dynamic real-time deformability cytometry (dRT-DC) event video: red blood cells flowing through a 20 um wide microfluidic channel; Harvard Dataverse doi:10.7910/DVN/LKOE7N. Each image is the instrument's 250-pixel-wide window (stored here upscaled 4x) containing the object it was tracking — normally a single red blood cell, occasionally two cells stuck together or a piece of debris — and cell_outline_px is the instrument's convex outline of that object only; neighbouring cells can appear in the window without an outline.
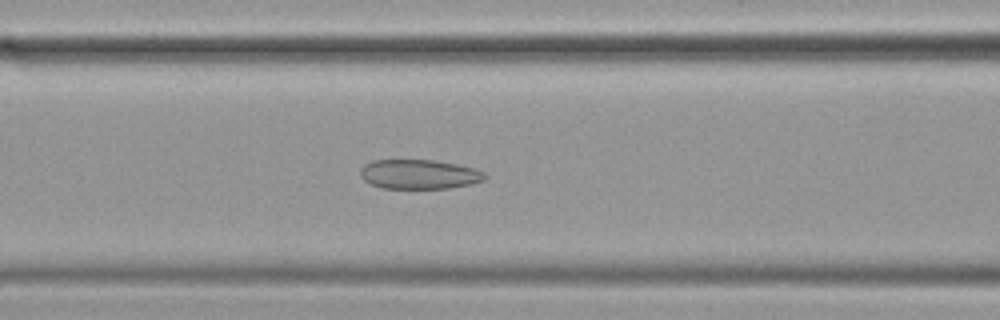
{"species": "common noctule bat (a hibernating species)", "species_latin": "Nyctalus noctula", "temperature_condition": "cold", "stored_images_in_passage": 58, "camera_frame_rate_fps": 3000, "um_per_image_px": 0.085, "animal": {"sex": "female", "body_mass_g": 19.9}, "frame": {"image": 1, "passage_image": 23, "time_ms": 7.333, "image_size_px": [1000, 320], "cell_outline_px": [[488, 176], [484, 180], [472, 184], [448, 188], [380, 188], [364, 180], [360, 176], [360, 168], [364, 164], [372, 160], [432, 160], [456, 164], [476, 168], [484, 172]], "centroid_in_image_um": [35.63, 14.81], "position_along_channel_um": 131.0, "area_um2": 21.5}}
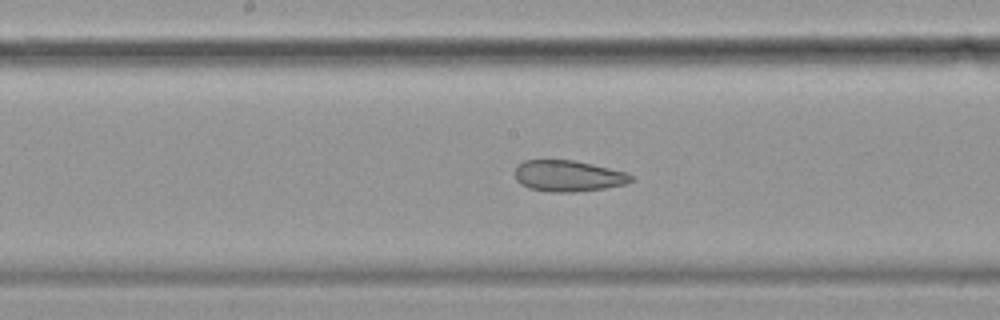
{"frame": {"image": 2, "passage_image": 29, "time_ms": 9.333, "image_size_px": [1000, 320], "cell_outline_px": [[632, 180], [624, 184], [604, 188], [572, 192], [552, 192], [528, 188], [520, 184], [516, 180], [516, 168], [524, 160], [572, 160], [592, 164], [628, 172], [632, 176]], "centroid_in_image_um": [48.29, 14.95], "position_along_channel_um": 199.9, "area_um2": 20.92}}
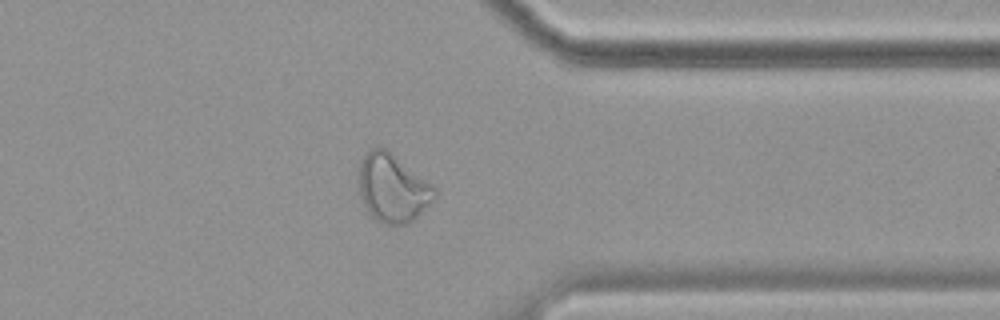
{"frame": {"image": 3, "passage_image": 45, "time_ms": 14.667, "image_size_px": [1000, 320], "cell_outline_px": [[436, 196], [408, 224], [384, 224], [376, 220], [368, 212], [360, 196], [360, 160], [372, 148], [388, 148], [432, 184], [436, 188]], "centroid_in_image_um": [33.38, 15.97], "position_along_channel_um": 378.0, "area_um2": 29.82}, "authors_computed_cell_mechanics": {"area_um2": 28.2064, "velocity_mm_per_s": 3.4546, "shape_relaxation_time_tau1_ms": null, "shape_relaxation_time_tau2_ms": 3.3978, "deformation_change_tau1": null, "deformation_change_tau2": 0.102}}